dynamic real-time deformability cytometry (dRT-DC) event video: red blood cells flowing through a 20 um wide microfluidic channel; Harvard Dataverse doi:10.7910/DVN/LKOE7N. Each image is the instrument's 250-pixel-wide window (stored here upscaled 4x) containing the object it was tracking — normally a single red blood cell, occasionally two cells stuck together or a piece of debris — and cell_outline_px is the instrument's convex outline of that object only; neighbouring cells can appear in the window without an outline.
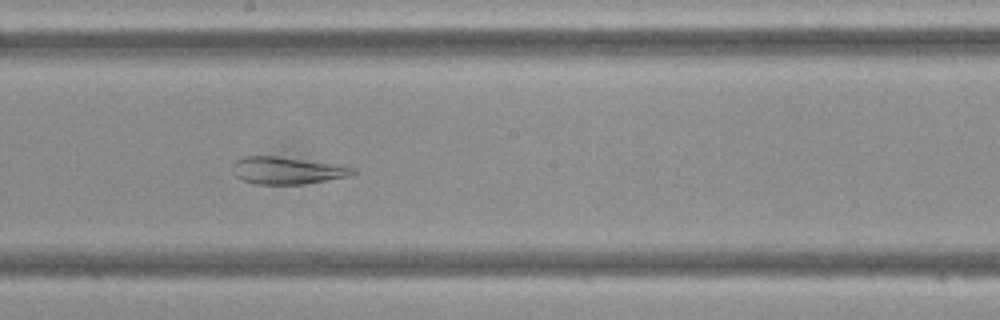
{"species": "Egyptian fruit bat (a non-hibernating species)", "species_latin": "Rousettus aegyptiacus", "temperature_condition": "cold", "stored_images_in_passage": 44, "camera_frame_rate_fps": 3000, "um_per_image_px": 0.085, "frame": {"image": 1, "passage_image": 22, "time_ms": 7.0, "image_size_px": [1000, 320], "cell_outline_px": [[360, 172], [348, 176], [300, 184], [256, 184], [240, 180], [232, 172], [232, 164], [236, 160], [244, 156], [276, 156], [340, 164], [356, 168]], "centroid_in_image_um": [24.4, 14.48], "position_along_channel_um": 223.8, "area_um2": 19.25}}
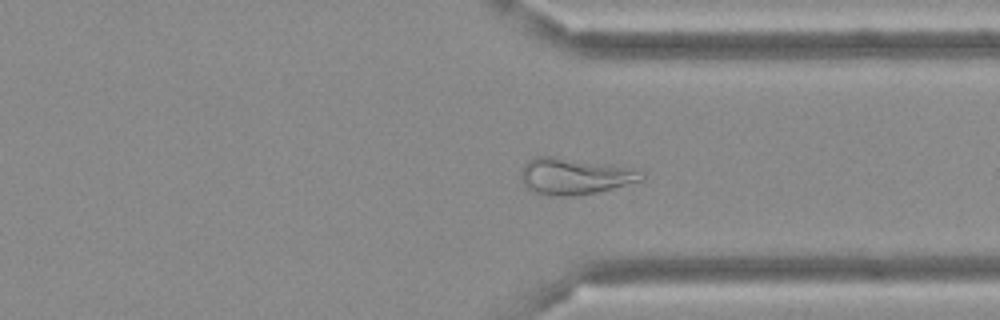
{"frame": {"image": 2, "passage_image": 32, "time_ms": 10.333, "image_size_px": [1000, 320], "cell_outline_px": [[644, 180], [596, 192], [576, 196], [556, 196], [536, 192], [528, 188], [524, 184], [520, 176], [520, 172], [524, 164], [528, 160], [536, 156], [552, 156], [640, 168], [644, 172]], "centroid_in_image_um": [48.9, 14.96], "position_along_channel_um": 362.5, "area_um2": 25.84}}
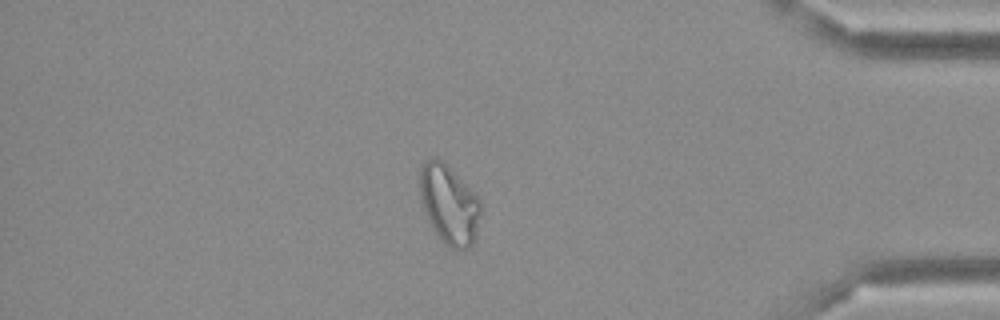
{"frame": {"image": 3, "passage_image": 37, "time_ms": 12.0, "image_size_px": [1000, 320], "cell_outline_px": [[480, 216], [476, 232], [472, 244], [468, 248], [460, 252], [448, 248], [440, 240], [432, 228], [424, 208], [420, 192], [420, 164], [424, 160], [432, 156], [436, 156], [476, 192], [480, 200]], "centroid_in_image_um": [38.18, 17.38], "position_along_channel_um": 397.0, "area_um2": 28.32}}